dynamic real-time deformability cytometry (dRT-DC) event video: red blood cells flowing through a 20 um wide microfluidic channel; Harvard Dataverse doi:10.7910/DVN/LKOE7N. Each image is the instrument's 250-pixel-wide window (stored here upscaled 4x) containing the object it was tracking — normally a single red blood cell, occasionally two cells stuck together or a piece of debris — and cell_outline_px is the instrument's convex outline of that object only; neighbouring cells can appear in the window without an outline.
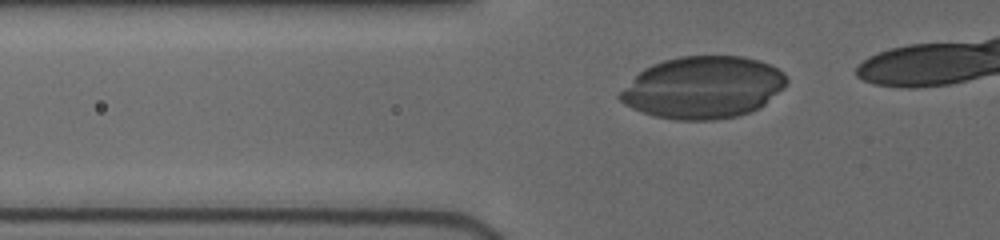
{"species": "human", "species_latin": "Homo sapiens", "temperature_condition": "cold", "stored_images_in_passage": 10, "camera_frame_rate_fps": 3000, "um_per_image_px": 0.085, "donor": {"sex": "female"}, "frame": {"image": 1, "passage_image": 2, "time_ms": 0.333, "image_size_px": [1000, 240], "cell_outline_px": [[788, 84], [784, 88], [760, 108], [736, 116], [712, 120], [676, 120], [656, 116], [632, 108], [624, 104], [616, 96], [644, 68], [652, 64], [664, 60], [680, 56], [744, 56], [760, 60], [784, 72], [788, 80]], "centroid_in_image_um": [59.79, 7.43], "position_along_channel_um": 66.0, "area_um2": 60.23}}